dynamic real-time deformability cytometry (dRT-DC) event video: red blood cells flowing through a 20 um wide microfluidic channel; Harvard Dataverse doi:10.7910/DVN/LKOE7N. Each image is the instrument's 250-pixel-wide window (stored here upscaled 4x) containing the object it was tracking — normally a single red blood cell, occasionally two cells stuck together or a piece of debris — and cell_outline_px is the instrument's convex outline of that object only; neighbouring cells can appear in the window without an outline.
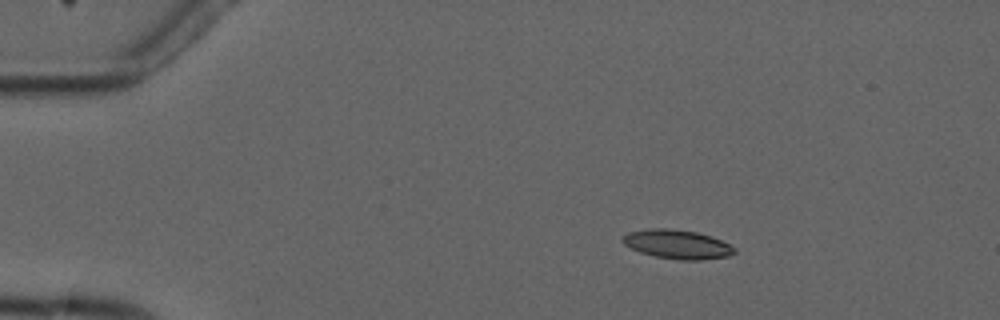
{"species": "common noctule bat (a hibernating species)", "species_latin": "Nyctalus noctula", "temperature_condition": "cold", "stored_images_in_passage": 5, "camera_frame_rate_fps": 3000, "um_per_image_px": 0.085, "animal": {"sex": "male", "forearm_length_mm": 52.5}, "frame": {"image": 1, "passage_image": 3, "time_ms": 2.667, "image_size_px": [1000, 320], "cell_outline_px": [[736, 252], [728, 256], [700, 260], [680, 260], [656, 256], [640, 252], [624, 244], [620, 240], [628, 232], [648, 228], [672, 228], [696, 232], [712, 236], [736, 248]], "centroid_in_image_um": [57.56, 20.75], "position_along_channel_um": 27.4, "area_um2": 18.9}}